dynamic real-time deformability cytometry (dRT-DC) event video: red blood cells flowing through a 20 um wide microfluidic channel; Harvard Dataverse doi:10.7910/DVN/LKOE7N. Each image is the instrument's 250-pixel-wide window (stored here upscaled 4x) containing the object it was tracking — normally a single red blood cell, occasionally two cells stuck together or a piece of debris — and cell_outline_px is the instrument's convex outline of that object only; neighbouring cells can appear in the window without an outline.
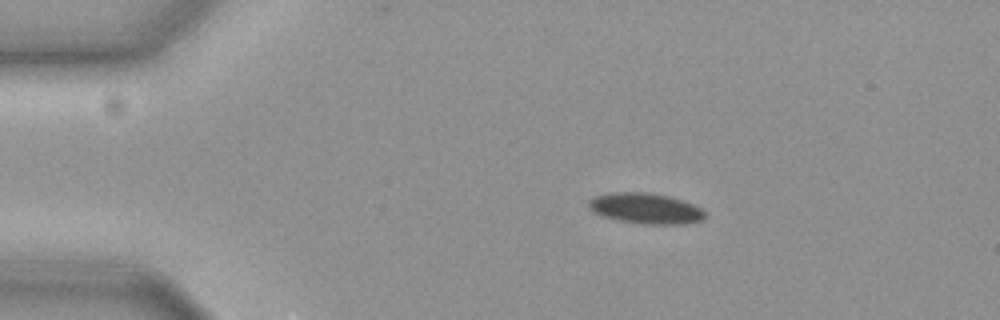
{"species": "common noctule bat (a hibernating species)", "species_latin": "Nyctalus noctula", "temperature_condition": "cold", "stored_images_in_passage": 47, "camera_frame_rate_fps": 3000, "um_per_image_px": 0.085, "animal": {"sex": "female", "body_mass_g": 19.3, "forearm_length_mm": 54.1}, "frame": {"image": 1, "passage_image": 1, "time_ms": 0.0, "image_size_px": [1000, 320], "cell_outline_px": [[708, 216], [704, 220], [684, 224], [644, 224], [620, 220], [604, 216], [588, 208], [588, 200], [596, 196], [608, 192], [648, 192], [668, 196], [684, 200], [700, 208]], "centroid_in_image_um": [54.91, 17.71], "position_along_channel_um": 30.1, "area_um2": 20.81}}
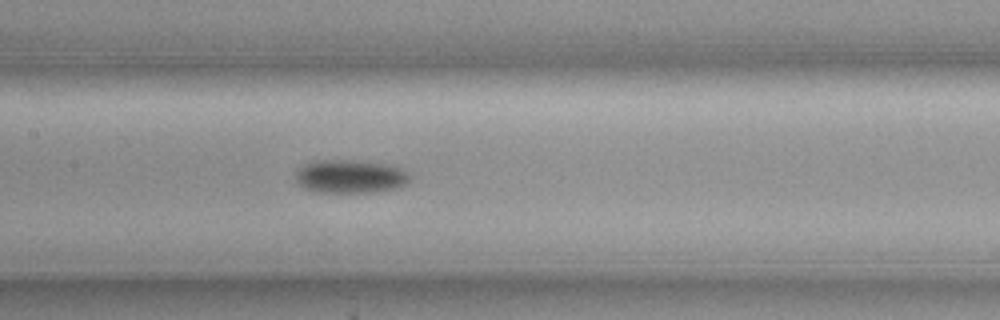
{"frame": {"image": 2, "passage_image": 18, "time_ms": 5.667, "image_size_px": [1000, 320], "cell_outline_px": [[412, 176], [408, 184], [396, 188], [376, 192], [312, 192], [304, 188], [296, 180], [296, 172], [300, 168], [316, 160], [348, 160], [384, 164], [400, 168], [408, 172]], "centroid_in_image_um": [29.81, 15.02], "position_along_channel_um": 177.6, "area_um2": 22.14}}
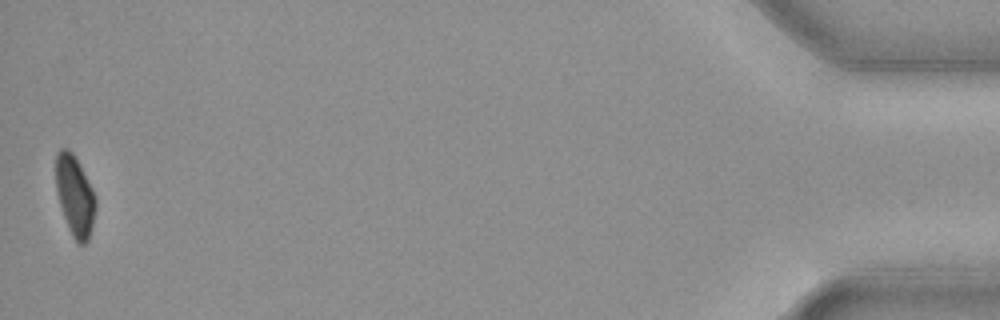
{"frame": {"image": 3, "passage_image": 47, "time_ms": 15.333, "image_size_px": [1000, 320], "cell_outline_px": [[96, 208], [92, 228], [88, 240], [84, 244], [76, 244], [68, 228], [56, 192], [56, 152], [60, 148], [68, 148], [72, 152], [92, 188], [96, 200]], "centroid_in_image_um": [6.36, 16.66], "position_along_channel_um": 428.8, "area_um2": 18.61}, "authors_computed_cell_mechanics": {"area_um2": 21.0392, "velocity_mm_per_s": 3.6335, "shape_relaxation_time_tau1_ms": 4.7702, "shape_relaxation_time_tau2_ms": null, "deformation_change_tau1": 0.1247, "deformation_change_tau2": null}}